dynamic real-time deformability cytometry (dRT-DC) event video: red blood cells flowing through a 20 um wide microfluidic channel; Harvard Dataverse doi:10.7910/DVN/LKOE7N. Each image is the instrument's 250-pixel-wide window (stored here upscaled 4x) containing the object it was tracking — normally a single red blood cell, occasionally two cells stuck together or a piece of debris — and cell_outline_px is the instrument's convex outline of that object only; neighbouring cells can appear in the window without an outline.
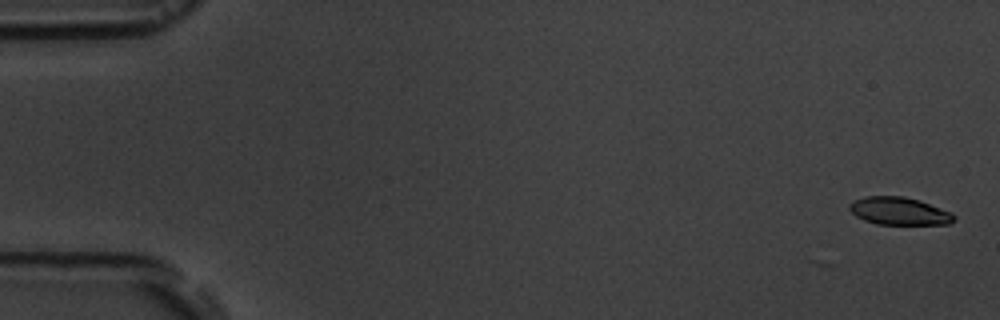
{"species": "common noctule bat (a hibernating species)", "species_latin": "Nyctalus noctula", "temperature_condition": "room temperature", "stored_images_in_passage": 10, "camera_frame_rate_fps": 3000, "um_per_image_px": 0.085, "animal": {"sex": "male", "body_mass_g": 19.5, "forearm_length_mm": 54.6}, "frame": {"image": 1, "passage_image": 1, "time_ms": 0.0, "image_size_px": [1000, 320], "cell_outline_px": [[956, 220], [948, 224], [876, 224], [864, 220], [856, 216], [848, 208], [848, 204], [852, 200], [864, 196], [904, 196], [920, 200], [952, 212], [956, 216]], "centroid_in_image_um": [76.42, 17.93], "position_along_channel_um": 8.6, "area_um2": 17.11}}